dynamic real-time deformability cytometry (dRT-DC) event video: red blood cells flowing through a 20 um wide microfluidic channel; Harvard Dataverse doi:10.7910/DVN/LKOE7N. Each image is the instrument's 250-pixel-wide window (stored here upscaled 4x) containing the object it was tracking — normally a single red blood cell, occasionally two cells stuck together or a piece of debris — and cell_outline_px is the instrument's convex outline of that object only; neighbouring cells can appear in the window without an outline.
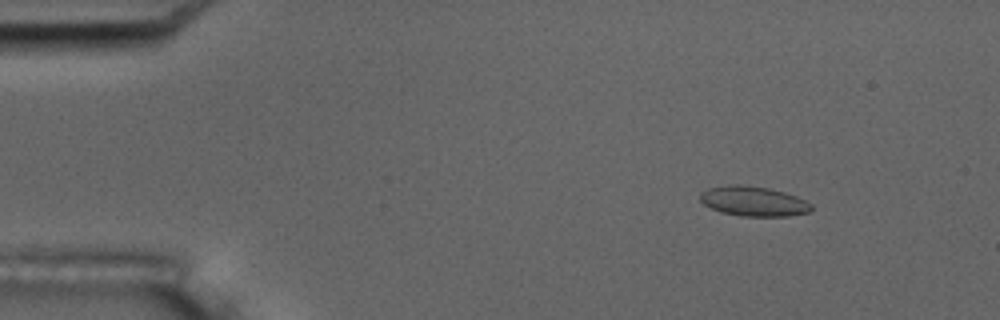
{"species": "common noctule bat (a hibernating species)", "species_latin": "Nyctalus noctula", "temperature_condition": "room temperature", "stored_images_in_passage": 7, "camera_frame_rate_fps": 3000, "um_per_image_px": 0.085, "animal": {"sex": "male", "body_mass_g": 17.5, "forearm_length_mm": 52.3}, "frame": {"image": 1, "passage_image": 3, "time_ms": 2.0, "image_size_px": [1000, 320], "cell_outline_px": [[812, 208], [808, 212], [788, 216], [740, 216], [720, 212], [704, 204], [700, 200], [700, 192], [708, 188], [732, 184], [740, 184], [768, 188], [784, 192], [796, 196], [812, 204]], "centroid_in_image_um": [64.02, 17.1], "position_along_channel_um": 21.0, "area_um2": 19.31}}